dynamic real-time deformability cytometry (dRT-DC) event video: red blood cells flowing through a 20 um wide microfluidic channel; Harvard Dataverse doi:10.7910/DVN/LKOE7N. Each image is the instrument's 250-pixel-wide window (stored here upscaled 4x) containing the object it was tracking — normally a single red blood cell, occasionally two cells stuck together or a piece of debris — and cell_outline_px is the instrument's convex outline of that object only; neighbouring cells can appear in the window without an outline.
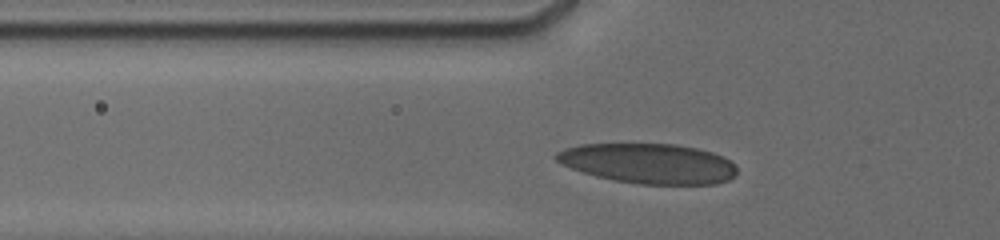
{"species": "human", "species_latin": "Homo sapiens", "temperature_condition": "cold", "stored_images_in_passage": 6, "camera_frame_rate_fps": 3000, "um_per_image_px": 0.085, "donor": {"sex": "male"}, "frame": {"image": 1, "passage_image": 5, "time_ms": 1.667, "image_size_px": [1000, 240], "cell_outline_px": [[736, 176], [728, 180], [716, 184], [640, 184], [616, 180], [596, 176], [560, 164], [552, 156], [556, 152], [564, 148], [580, 144], [676, 144], [696, 148], [712, 152], [724, 156], [736, 168]], "centroid_in_image_um": [55.11, 13.89], "position_along_channel_um": 70.7, "area_um2": 42.14}}